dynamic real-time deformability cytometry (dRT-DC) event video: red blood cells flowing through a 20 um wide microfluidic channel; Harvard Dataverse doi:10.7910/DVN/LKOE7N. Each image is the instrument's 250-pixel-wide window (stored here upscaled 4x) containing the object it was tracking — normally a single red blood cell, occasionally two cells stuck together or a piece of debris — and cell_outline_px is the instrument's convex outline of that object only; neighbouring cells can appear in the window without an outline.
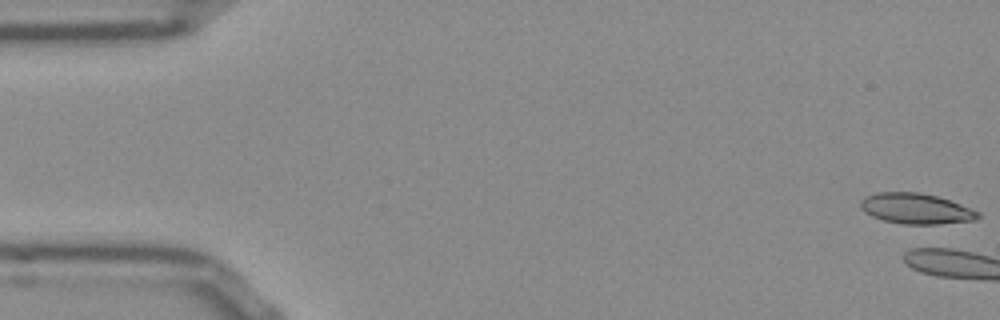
{"species": "Egyptian fruit bat (a non-hibernating species)", "species_latin": "Rousettus aegyptiacus", "temperature_condition": "room temperature", "stored_images_in_passage": 3, "camera_frame_rate_fps": 3000, "um_per_image_px": 0.085, "frame": {"image": 1, "passage_image": 1, "time_ms": 0.0, "image_size_px": [1000, 320], "cell_outline_px": [[980, 216], [976, 220], [940, 224], [904, 224], [884, 220], [872, 216], [864, 212], [860, 208], [860, 200], [864, 196], [876, 192], [920, 192], [936, 196], [960, 204], [980, 212]], "centroid_in_image_um": [77.83, 17.73], "position_along_channel_um": 7.2, "area_um2": 20.98}}